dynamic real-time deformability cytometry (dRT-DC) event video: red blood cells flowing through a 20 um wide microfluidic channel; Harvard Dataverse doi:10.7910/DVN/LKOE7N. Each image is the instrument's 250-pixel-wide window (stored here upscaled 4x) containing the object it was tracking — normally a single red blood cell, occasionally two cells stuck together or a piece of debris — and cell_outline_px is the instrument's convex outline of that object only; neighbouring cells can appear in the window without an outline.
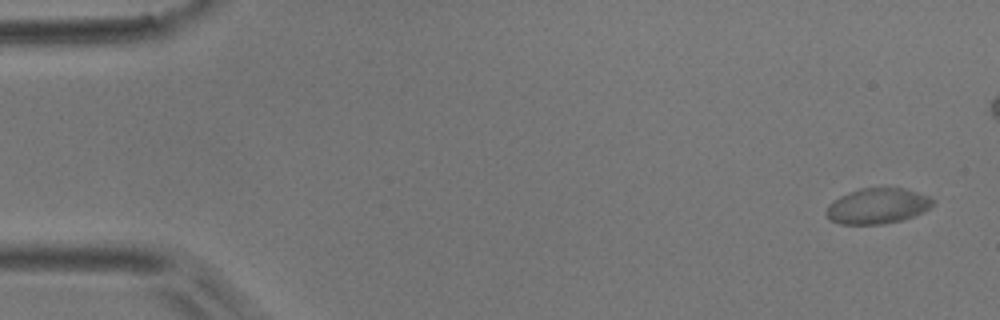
{"species": "common noctule bat (a hibernating species)", "species_latin": "Nyctalus noctula", "temperature_condition": "room temperature", "stored_images_in_passage": 4, "camera_frame_rate_fps": 3000, "um_per_image_px": 0.085, "animal": {"sex": "male", "body_mass_g": 17.9}, "frame": {"image": 1, "passage_image": 1, "time_ms": 0.0, "image_size_px": [1000, 320], "cell_outline_px": [[936, 200], [924, 212], [900, 220], [884, 224], [840, 224], [828, 220], [824, 212], [828, 204], [832, 200], [848, 192], [860, 188], [904, 188], [928, 196]], "centroid_in_image_um": [74.52, 17.51], "position_along_channel_um": 10.5, "area_um2": 22.2}}